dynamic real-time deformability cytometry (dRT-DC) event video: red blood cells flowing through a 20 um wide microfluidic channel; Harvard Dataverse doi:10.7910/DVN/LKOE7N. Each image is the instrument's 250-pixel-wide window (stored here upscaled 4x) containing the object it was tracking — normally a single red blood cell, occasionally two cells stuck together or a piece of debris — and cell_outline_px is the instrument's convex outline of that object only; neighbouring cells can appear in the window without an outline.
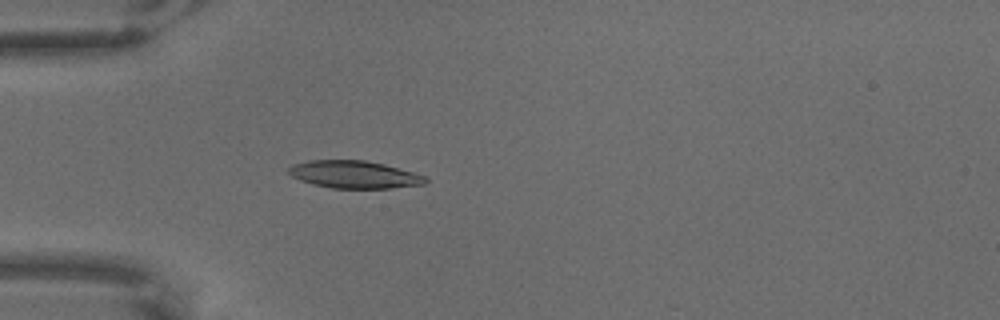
{"species": "common noctule bat (a hibernating species)", "species_latin": "Nyctalus noctula", "temperature_condition": "warm", "stored_images_in_passage": 5, "camera_frame_rate_fps": 3000, "um_per_image_px": 0.085, "animal": {"sex": "male", "body_mass_g": 18.8}, "frame": {"image": 1, "passage_image": 5, "time_ms": 1.333, "image_size_px": [1000, 320], "cell_outline_px": [[428, 180], [424, 184], [392, 188], [332, 188], [312, 184], [300, 180], [292, 176], [288, 172], [288, 168], [292, 164], [308, 160], [364, 160], [384, 164], [428, 176]], "centroid_in_image_um": [30.12, 14.83], "position_along_channel_um": 54.9, "area_um2": 22.02}}